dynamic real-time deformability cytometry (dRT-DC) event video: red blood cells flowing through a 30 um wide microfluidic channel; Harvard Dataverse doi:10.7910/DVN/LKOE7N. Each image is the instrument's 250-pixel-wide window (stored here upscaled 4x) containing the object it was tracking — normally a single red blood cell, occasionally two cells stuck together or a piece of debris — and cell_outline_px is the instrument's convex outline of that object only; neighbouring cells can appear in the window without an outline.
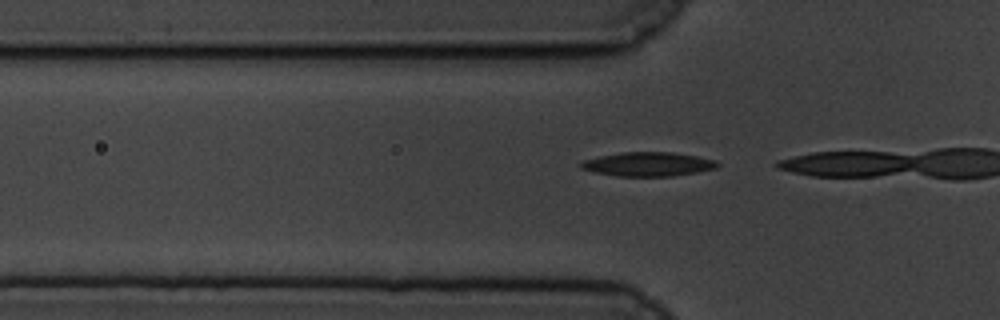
{"species": "common noctule bat (a hibernating species)", "species_latin": "Nyctalus noctula", "temperature_condition": "cold", "stored_images_in_passage": 5, "camera_frame_rate_fps": 3000, "um_per_image_px": 0.085, "animal": {"sex": "male", "body_mass_g": 19.5, "forearm_length_mm": 54.6}, "frame": {"image": 1, "passage_image": 3, "time_ms": 0.667, "image_size_px": [1000, 320], "cell_outline_px": [[720, 164], [716, 168], [696, 172], [672, 176], [616, 176], [596, 172], [580, 168], [580, 164], [584, 160], [600, 156], [624, 152], [672, 152], [696, 156], [716, 160]], "centroid_in_image_um": [55.1, 13.95], "position_along_channel_um": 70.7, "area_um2": 18.96}}